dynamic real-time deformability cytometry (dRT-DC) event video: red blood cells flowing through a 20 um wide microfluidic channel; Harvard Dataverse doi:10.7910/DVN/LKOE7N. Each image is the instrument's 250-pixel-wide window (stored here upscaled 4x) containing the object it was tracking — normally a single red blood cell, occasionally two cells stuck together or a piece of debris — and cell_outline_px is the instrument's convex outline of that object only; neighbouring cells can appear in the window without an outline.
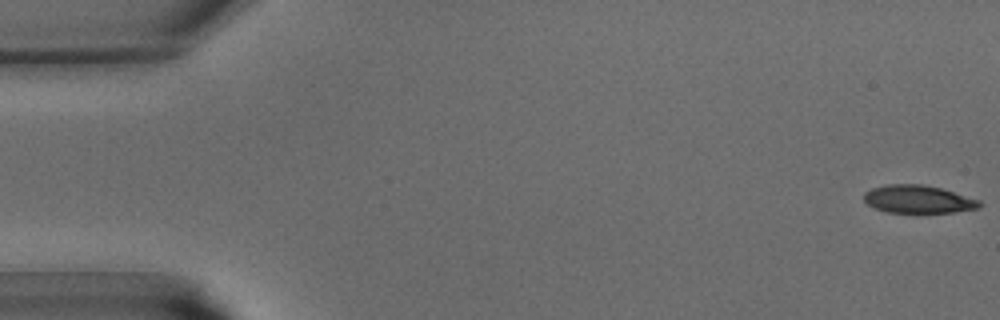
{"species": "common noctule bat (a hibernating species)", "species_latin": "Nyctalus noctula", "temperature_condition": "warm", "stored_images_in_passage": 42, "camera_frame_rate_fps": 3000, "um_per_image_px": 0.085, "animal": {"sex": "male", "body_mass_g": 15.6}, "frame": {"image": 1, "passage_image": 1, "time_ms": 0.0, "image_size_px": [1000, 320], "cell_outline_px": [[984, 204], [980, 208], [952, 212], [888, 212], [876, 208], [868, 204], [864, 200], [864, 192], [872, 188], [888, 184], [924, 184], [940, 188], [980, 200]], "centroid_in_image_um": [78.07, 16.93], "position_along_channel_um": 6.9, "area_um2": 18.67}}
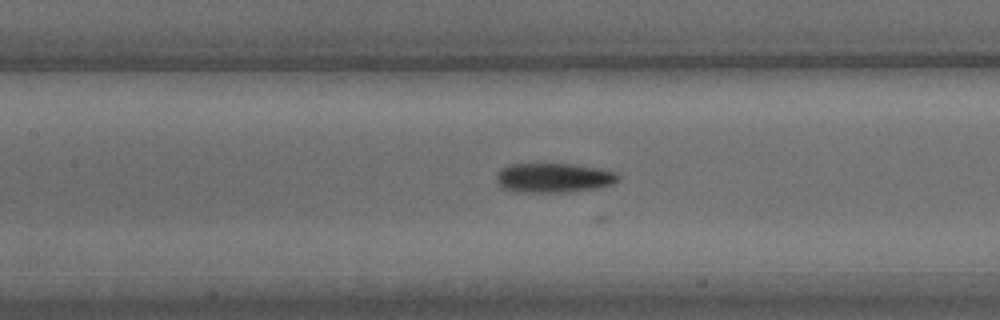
{"frame": {"image": 2, "passage_image": 19, "time_ms": 6.0, "image_size_px": [1000, 320], "cell_outline_px": [[620, 180], [612, 184], [596, 188], [564, 192], [516, 192], [504, 188], [496, 180], [496, 172], [500, 168], [508, 164], [572, 164], [596, 168], [616, 172], [620, 176]], "centroid_in_image_um": [47.04, 15.11], "position_along_channel_um": 160.4, "area_um2": 20.92}}
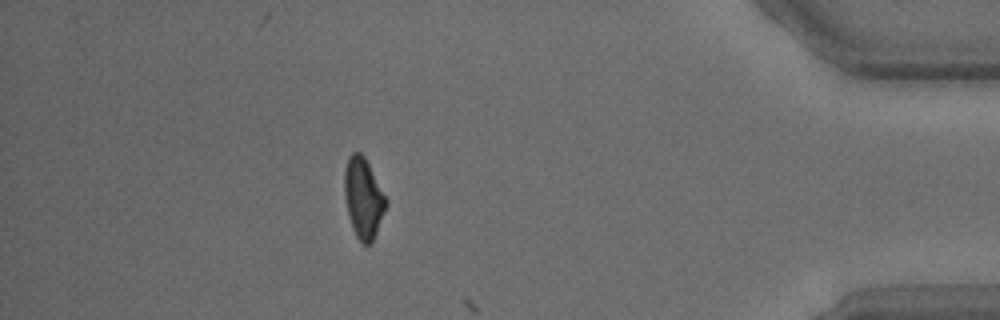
{"frame": {"image": 3, "passage_image": 37, "time_ms": 12.0, "image_size_px": [1000, 320], "cell_outline_px": [[388, 204], [372, 244], [364, 244], [356, 236], [352, 228], [348, 216], [344, 196], [344, 168], [348, 156], [352, 152], [360, 152], [364, 156], [388, 200]], "centroid_in_image_um": [30.88, 16.83], "position_along_channel_um": 404.3, "area_um2": 19.71}}